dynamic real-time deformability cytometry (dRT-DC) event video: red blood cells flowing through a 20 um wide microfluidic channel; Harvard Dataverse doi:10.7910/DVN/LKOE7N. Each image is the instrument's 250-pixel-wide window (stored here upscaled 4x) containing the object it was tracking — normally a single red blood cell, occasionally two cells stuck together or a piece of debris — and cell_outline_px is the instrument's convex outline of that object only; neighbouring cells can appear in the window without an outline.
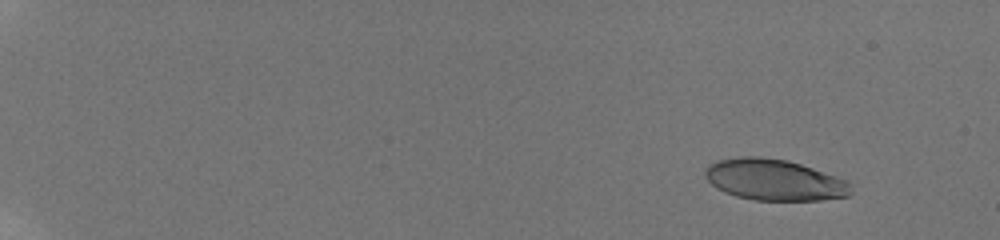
{"species": "human", "species_latin": "Homo sapiens", "temperature_condition": "room temperature", "stored_images_in_passage": 38, "camera_frame_rate_fps": 3000, "um_per_image_px": 0.085, "donor": {"sex": "male"}, "frame": {"image": 1, "passage_image": 4, "time_ms": 1.667, "image_size_px": [1000, 240], "cell_outline_px": [[852, 192], [848, 196], [820, 200], [752, 200], [736, 196], [724, 192], [716, 188], [704, 176], [704, 168], [708, 164], [716, 160], [744, 156], [756, 156], [788, 160], [848, 180], [852, 184]], "centroid_in_image_um": [65.8, 15.28], "position_along_channel_um": 19.2, "area_um2": 35.26}}
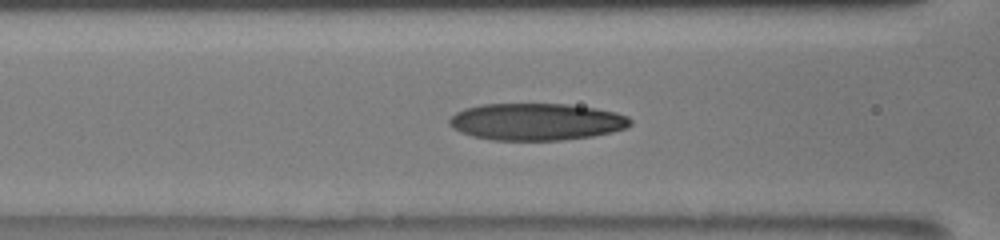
{"frame": {"image": 2, "passage_image": 19, "time_ms": 9.0, "image_size_px": [1000, 240], "cell_outline_px": [[632, 124], [628, 128], [612, 132], [592, 136], [560, 140], [492, 140], [472, 136], [460, 132], [452, 128], [448, 124], [448, 120], [456, 112], [464, 108], [480, 104], [568, 104], [596, 108], [616, 112], [628, 116], [632, 120]], "centroid_in_image_um": [45.6, 10.34], "position_along_channel_um": 121.0, "area_um2": 39.36}}
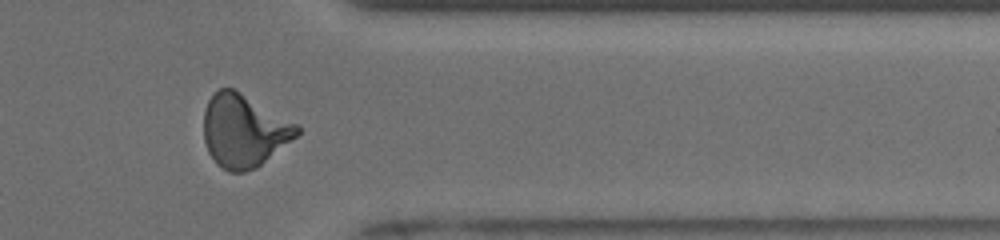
{"frame": {"image": 3, "passage_image": 33, "time_ms": 16.0, "image_size_px": [1000, 240], "cell_outline_px": [[300, 132], [296, 136], [256, 168], [244, 172], [228, 172], [216, 164], [208, 152], [204, 140], [204, 112], [208, 100], [220, 88], [232, 88], [300, 124]], "centroid_in_image_um": [20.73, 11.12], "position_along_channel_um": 390.7, "area_um2": 39.42}}